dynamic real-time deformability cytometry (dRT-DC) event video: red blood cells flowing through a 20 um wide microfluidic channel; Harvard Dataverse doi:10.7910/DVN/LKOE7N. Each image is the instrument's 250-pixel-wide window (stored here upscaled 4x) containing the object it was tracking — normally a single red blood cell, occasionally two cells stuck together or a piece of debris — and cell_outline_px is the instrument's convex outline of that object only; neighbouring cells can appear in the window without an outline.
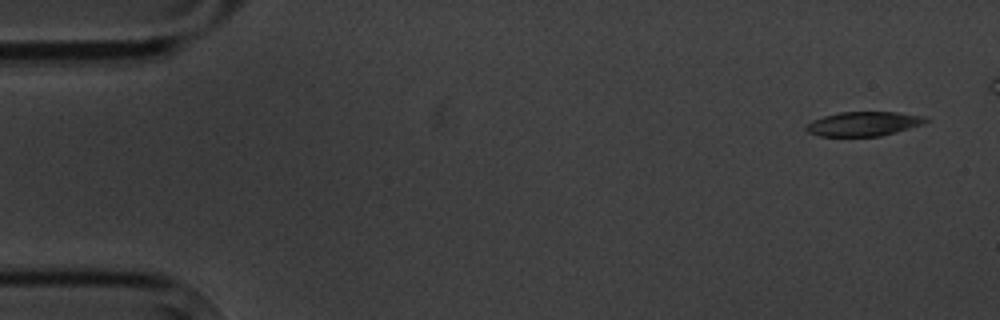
{"species": "common noctule bat (a hibernating species)", "species_latin": "Nyctalus noctula", "temperature_condition": "cold", "stored_images_in_passage": 7, "segment_of_instrument_passage": [1, 2], "camera_frame_rate_fps": 3000, "um_per_image_px": 0.085, "animal": {"sex": "male", "body_mass_g": 20.1, "forearm_length_mm": 53.5}, "frame": {"image": 1, "passage_image": 1, "time_ms": 0.0, "image_size_px": [1000, 320], "cell_outline_px": [[928, 120], [924, 124], [896, 132], [880, 136], [820, 136], [808, 132], [804, 128], [812, 120], [824, 116], [840, 112], [896, 112], [928, 116]], "centroid_in_image_um": [73.44, 10.52], "position_along_channel_um": 11.6, "area_um2": 16.99}}
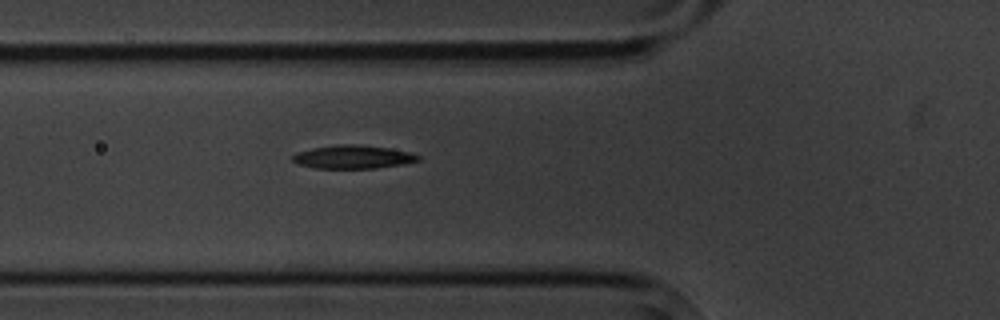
{"frame": {"image": 2, "passage_image": 6, "time_ms": 5.667, "image_size_px": [1000, 320], "cell_outline_px": [[420, 160], [400, 164], [376, 168], [316, 168], [300, 164], [292, 160], [292, 156], [296, 152], [312, 148], [340, 144], [360, 144], [388, 148], [412, 152], [420, 156]], "centroid_in_image_um": [30.01, 13.33], "position_along_channel_um": 95.8, "area_um2": 16.99}}